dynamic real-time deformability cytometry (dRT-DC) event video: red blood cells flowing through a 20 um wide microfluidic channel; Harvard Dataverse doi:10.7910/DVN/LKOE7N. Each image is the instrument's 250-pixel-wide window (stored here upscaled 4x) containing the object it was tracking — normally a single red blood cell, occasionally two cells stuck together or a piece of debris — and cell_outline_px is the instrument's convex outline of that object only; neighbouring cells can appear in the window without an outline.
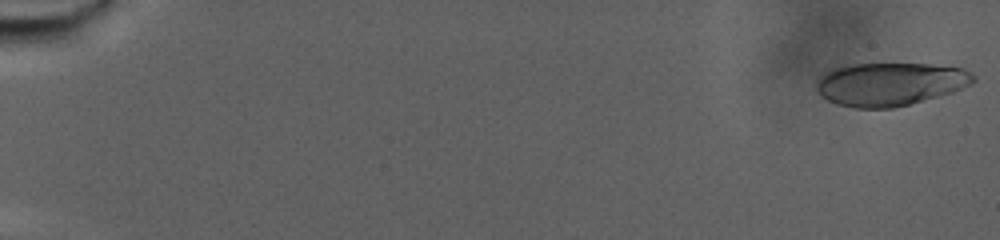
{"species": "human", "species_latin": "Homo sapiens", "temperature_condition": "warm", "stored_images_in_passage": 80, "camera_frame_rate_fps": 3000, "um_per_image_px": 0.085, "donor": {"sex": "male"}, "frame": {"image": 1, "passage_image": 1, "time_ms": 0.0, "image_size_px": [1000, 240], "cell_outline_px": [[976, 80], [972, 84], [952, 92], [908, 104], [892, 108], [856, 108], [836, 104], [820, 96], [816, 88], [816, 84], [820, 76], [824, 72], [848, 64], [928, 64], [964, 68], [972, 72], [976, 76]], "centroid_in_image_um": [75.66, 7.14], "position_along_channel_um": 9.3, "area_um2": 39.54}}
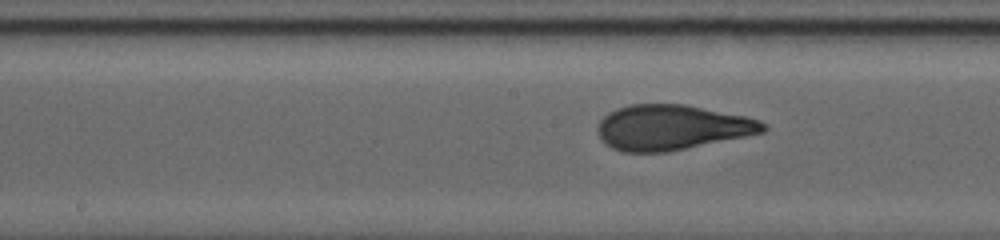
{"frame": {"image": 2, "passage_image": 44, "time_ms": 14.333, "image_size_px": [1000, 240], "cell_outline_px": [[768, 128], [764, 132], [668, 152], [620, 152], [604, 144], [600, 140], [596, 128], [600, 120], [608, 112], [616, 108], [632, 104], [684, 104], [744, 116], [760, 120]], "centroid_in_image_um": [57.04, 10.83], "position_along_channel_um": 191.2, "area_um2": 43.58}}
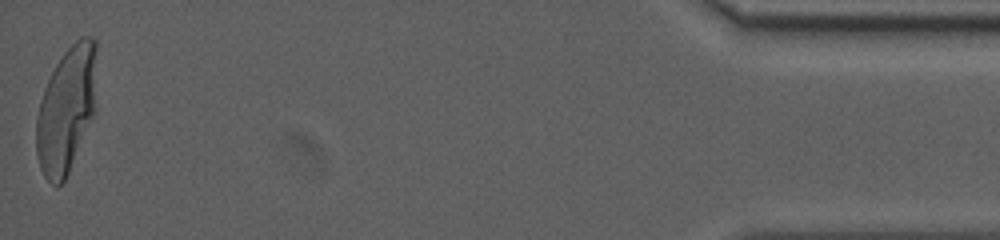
{"frame": {"image": 3, "passage_image": 80, "time_ms": 26.333, "image_size_px": [1000, 240], "cell_outline_px": [[96, 48], [92, 116], [68, 172], [64, 180], [56, 188], [44, 176], [40, 168], [36, 156], [36, 116], [40, 100], [44, 88], [56, 64], [64, 52], [80, 36], [92, 36], [96, 40]], "centroid_in_image_um": [5.59, 9.31], "position_along_channel_um": 429.6, "area_um2": 43.41}, "authors_computed_cell_mechanics": {"area_um2": 42.5119, "velocity_mm_per_s": 2.6626, "shape_relaxation_time_tau1_ms": 8.3762, "shape_relaxation_time_tau2_ms": null, "deformation_change_tau1": 0.2577, "deformation_change_tau2": null}}